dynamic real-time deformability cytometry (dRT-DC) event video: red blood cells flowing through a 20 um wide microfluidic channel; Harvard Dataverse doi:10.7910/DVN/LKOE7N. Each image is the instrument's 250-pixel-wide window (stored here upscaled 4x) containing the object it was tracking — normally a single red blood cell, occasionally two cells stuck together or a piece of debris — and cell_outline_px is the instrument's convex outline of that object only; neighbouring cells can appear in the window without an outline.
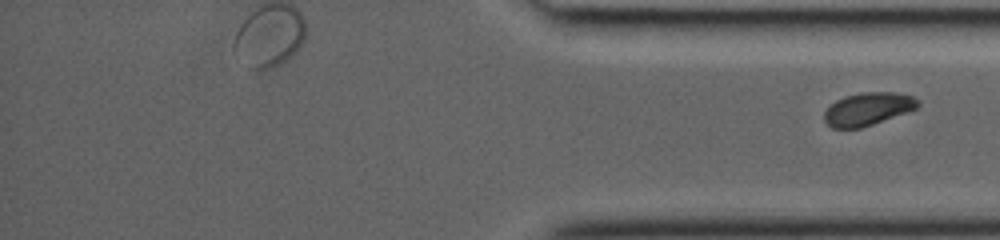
{"species": "common noctule bat (a hibernating species)", "species_latin": "Nyctalus noctula", "temperature_condition": "room temperature", "stored_images_in_passage": 29, "segment_of_instrument_passage": [2, 2], "camera_frame_rate_fps": 3000, "um_per_image_px": 0.085, "animal": {"sex": "female", "body_mass_g": 19.0, "forearm_length_mm": 53.3}, "frame": {"image": 1, "passage_image": 29, "time_ms": 9.333, "image_size_px": [1000, 240], "cell_outline_px": [[920, 104], [916, 108], [908, 112], [860, 128], [832, 128], [824, 120], [824, 112], [836, 100], [844, 96], [864, 92], [892, 92], [912, 96], [920, 100]], "centroid_in_image_um": [73.78, 9.26], "position_along_channel_um": 361.4, "area_um2": 17.8}}